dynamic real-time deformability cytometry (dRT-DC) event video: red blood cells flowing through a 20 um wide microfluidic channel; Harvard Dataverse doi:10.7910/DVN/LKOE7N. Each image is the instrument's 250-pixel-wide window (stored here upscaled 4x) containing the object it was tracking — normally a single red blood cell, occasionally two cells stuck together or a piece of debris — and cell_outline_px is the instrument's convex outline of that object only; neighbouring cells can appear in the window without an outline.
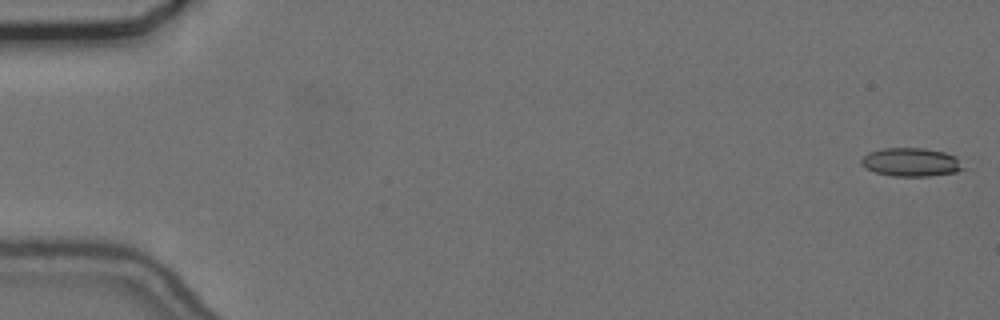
{"species": "common noctule bat (a hibernating species)", "species_latin": "Nyctalus noctula", "temperature_condition": "cold", "stored_images_in_passage": 10, "camera_frame_rate_fps": 3000, "um_per_image_px": 0.085, "animal": {"sex": "female", "body_mass_g": 24.6, "forearm_length_mm": 56.2}, "frame": {"image": 1, "passage_image": 1, "time_ms": 0.0, "image_size_px": [1000, 320], "cell_outline_px": [[968, 168], [956, 172], [928, 176], [892, 176], [876, 172], [868, 168], [860, 160], [868, 152], [884, 148], [924, 148], [944, 152], [956, 156]], "centroid_in_image_um": [77.52, 13.78], "position_along_channel_um": 7.5, "area_um2": 16.94}}